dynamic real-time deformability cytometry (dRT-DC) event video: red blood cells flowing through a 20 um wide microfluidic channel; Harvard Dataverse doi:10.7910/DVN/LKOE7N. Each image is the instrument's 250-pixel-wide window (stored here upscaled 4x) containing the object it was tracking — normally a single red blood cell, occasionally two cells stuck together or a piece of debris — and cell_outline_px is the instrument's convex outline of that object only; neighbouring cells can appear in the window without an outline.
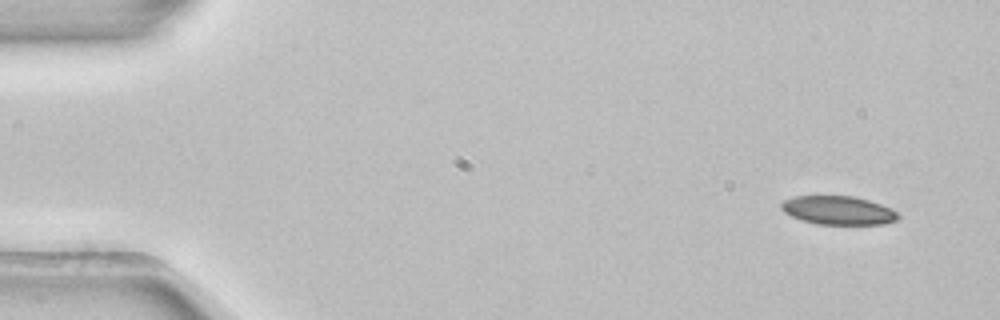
{"species": "common noctule bat (a hibernating species)", "species_latin": "Nyctalus noctula", "temperature_condition": "room temperature", "stored_images_in_passage": 5, "camera_frame_rate_fps": 3000, "um_per_image_px": 0.085, "animal": {"sex": "female", "body_mass_g": 22.7, "forearm_length_mm": 54.2}, "frame": {"image": 1, "passage_image": 1, "time_ms": 0.0, "image_size_px": [1000, 320], "cell_outline_px": [[900, 216], [896, 220], [884, 224], [816, 224], [792, 216], [784, 212], [780, 208], [780, 204], [784, 200], [796, 196], [852, 196], [868, 200], [892, 208]], "centroid_in_image_um": [71.25, 17.88], "position_along_channel_um": 13.7, "area_um2": 19.36}}
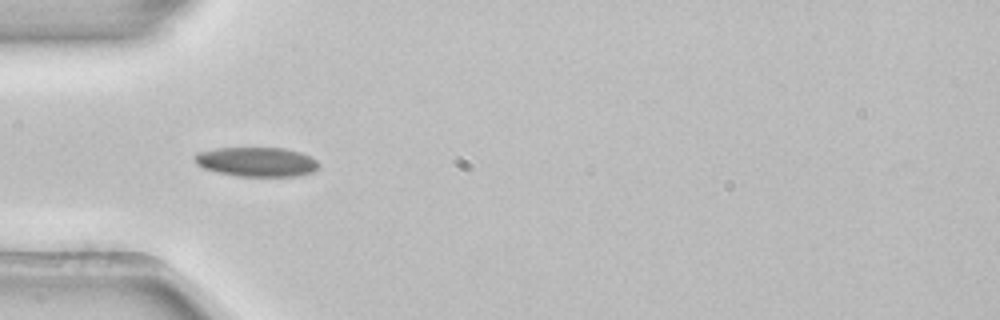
{"frame": {"image": 2, "passage_image": 4, "time_ms": 1.0, "image_size_px": [1000, 320], "cell_outline_px": [[320, 168], [312, 172], [300, 176], [236, 176], [216, 172], [204, 168], [196, 164], [192, 160], [192, 156], [196, 152], [216, 148], [284, 148], [300, 152], [316, 160], [320, 164]], "centroid_in_image_um": [21.78, 13.76], "position_along_channel_um": 63.2, "area_um2": 21.56}}